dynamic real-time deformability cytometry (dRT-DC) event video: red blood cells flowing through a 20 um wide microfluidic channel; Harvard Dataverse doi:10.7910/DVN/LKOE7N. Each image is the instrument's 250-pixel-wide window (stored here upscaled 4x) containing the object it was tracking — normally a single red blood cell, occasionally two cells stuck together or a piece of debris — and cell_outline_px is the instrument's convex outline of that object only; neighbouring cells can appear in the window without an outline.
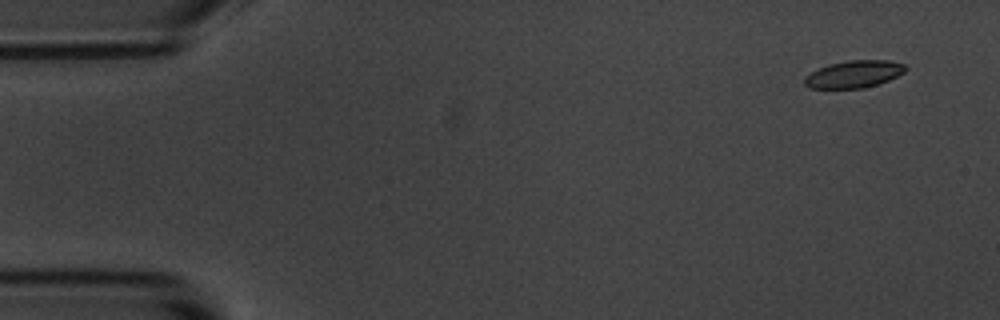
{"species": "common noctule bat (a hibernating species)", "species_latin": "Nyctalus noctula", "temperature_condition": "room temperature", "stored_images_in_passage": 9, "camera_frame_rate_fps": 3000, "um_per_image_px": 0.085, "animal": {"sex": "male", "body_mass_g": 20.1, "forearm_length_mm": 53.5}, "frame": {"image": 1, "passage_image": 1, "time_ms": 0.0, "image_size_px": [1000, 320], "cell_outline_px": [[908, 68], [904, 72], [880, 84], [864, 88], [812, 88], [804, 84], [804, 76], [828, 64], [848, 60], [888, 60], [904, 64]], "centroid_in_image_um": [72.6, 6.3], "position_along_channel_um": 12.4, "area_um2": 16.01}}
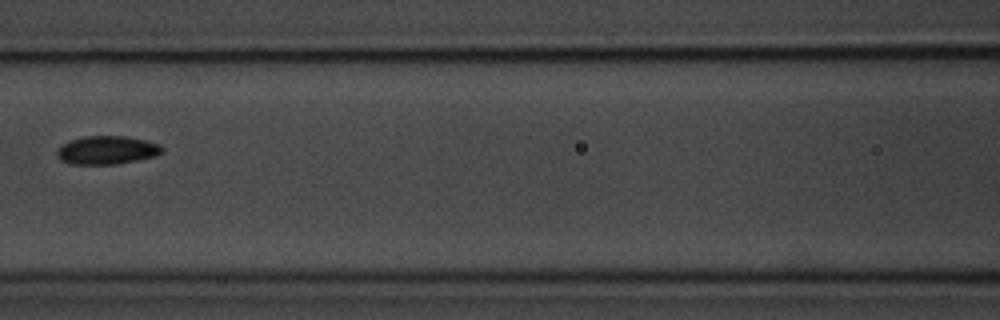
{"frame": {"image": 2, "passage_image": 7, "time_ms": 7.0, "image_size_px": [1000, 320], "cell_outline_px": [[164, 148], [156, 156], [116, 164], [72, 164], [60, 160], [56, 156], [56, 152], [60, 144], [68, 140], [84, 136], [128, 136], [160, 144]], "centroid_in_image_um": [9.04, 12.75], "position_along_channel_um": 157.6, "area_um2": 17.51}}
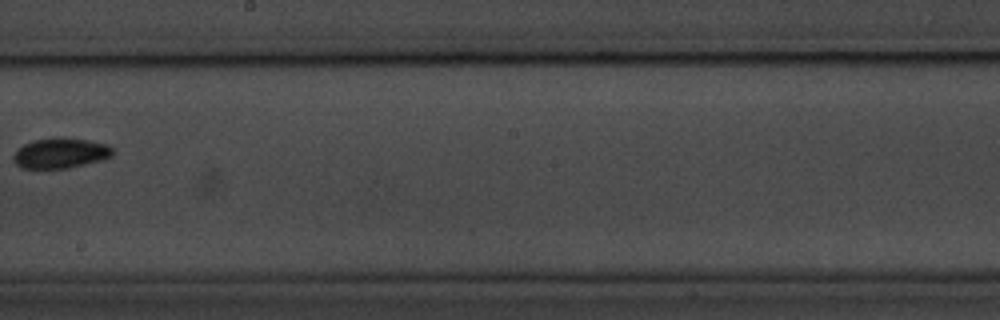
{"frame": {"image": 3, "passage_image": 9, "time_ms": 9.333, "image_size_px": [1000, 320], "cell_outline_px": [[112, 156], [100, 160], [68, 168], [24, 168], [16, 164], [12, 160], [12, 156], [24, 144], [36, 140], [60, 136], [88, 140], [108, 144], [112, 148]], "centroid_in_image_um": [5.15, 13.0], "position_along_channel_um": 243.1, "area_um2": 17.4}}